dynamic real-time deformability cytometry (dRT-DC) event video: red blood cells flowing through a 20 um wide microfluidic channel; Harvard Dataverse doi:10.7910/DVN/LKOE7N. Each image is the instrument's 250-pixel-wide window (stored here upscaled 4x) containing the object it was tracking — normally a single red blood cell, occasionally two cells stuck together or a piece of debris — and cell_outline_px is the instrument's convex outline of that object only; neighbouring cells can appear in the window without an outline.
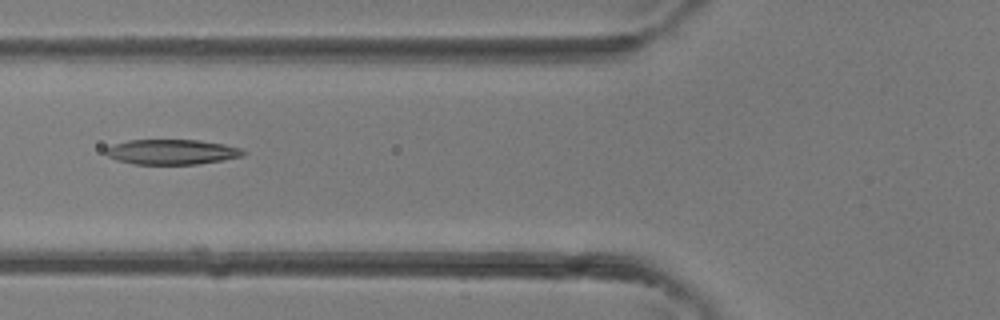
{"species": "common noctule bat (a hibernating species)", "species_latin": "Nyctalus noctula", "temperature_condition": "room temperature", "stored_images_in_passage": 4, "camera_frame_rate_fps": 3000, "um_per_image_px": 0.085, "animal": {"sex": "female"}, "frame": {"image": 1, "passage_image": 4, "time_ms": 1.0, "image_size_px": [1000, 320], "cell_outline_px": [[248, 152], [244, 156], [196, 164], [132, 164], [116, 160], [108, 156], [104, 152], [104, 148], [112, 144], [128, 140], [200, 140], [224, 144], [240, 148]], "centroid_in_image_um": [14.57, 12.91], "position_along_channel_um": 111.2, "area_um2": 20.23}}